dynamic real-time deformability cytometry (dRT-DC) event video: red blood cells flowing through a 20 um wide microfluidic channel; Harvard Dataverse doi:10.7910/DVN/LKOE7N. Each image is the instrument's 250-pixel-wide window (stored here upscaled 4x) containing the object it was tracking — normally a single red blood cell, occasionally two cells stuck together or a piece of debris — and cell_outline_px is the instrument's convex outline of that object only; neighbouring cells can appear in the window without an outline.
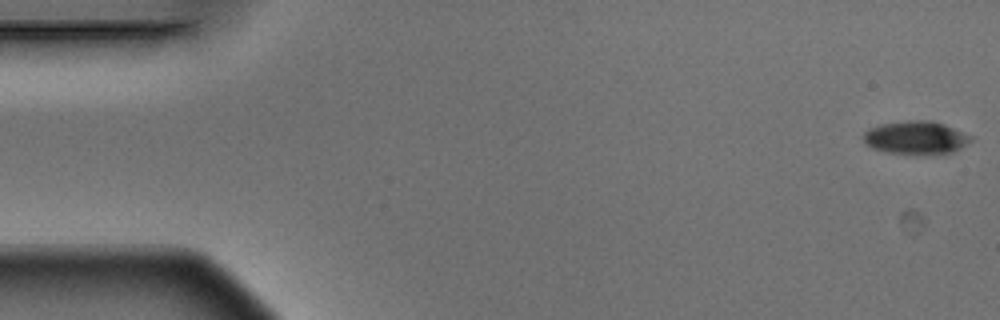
{"species": "Egyptian fruit bat (a non-hibernating species)", "species_latin": "Rousettus aegyptiacus", "temperature_condition": "warm", "stored_images_in_passage": 5, "camera_frame_rate_fps": 3000, "um_per_image_px": 0.085, "animal": {"sex": "male"}, "frame": {"image": 1, "passage_image": 1, "time_ms": 0.0, "image_size_px": [1000, 320], "cell_outline_px": [[972, 140], [960, 148], [952, 152], [916, 156], [912, 156], [888, 152], [872, 148], [864, 140], [864, 132], [868, 128], [880, 124], [904, 120], [932, 120], [944, 124], [972, 136]], "centroid_in_image_um": [77.84, 11.71], "position_along_channel_um": 7.2, "area_um2": 21.1}}